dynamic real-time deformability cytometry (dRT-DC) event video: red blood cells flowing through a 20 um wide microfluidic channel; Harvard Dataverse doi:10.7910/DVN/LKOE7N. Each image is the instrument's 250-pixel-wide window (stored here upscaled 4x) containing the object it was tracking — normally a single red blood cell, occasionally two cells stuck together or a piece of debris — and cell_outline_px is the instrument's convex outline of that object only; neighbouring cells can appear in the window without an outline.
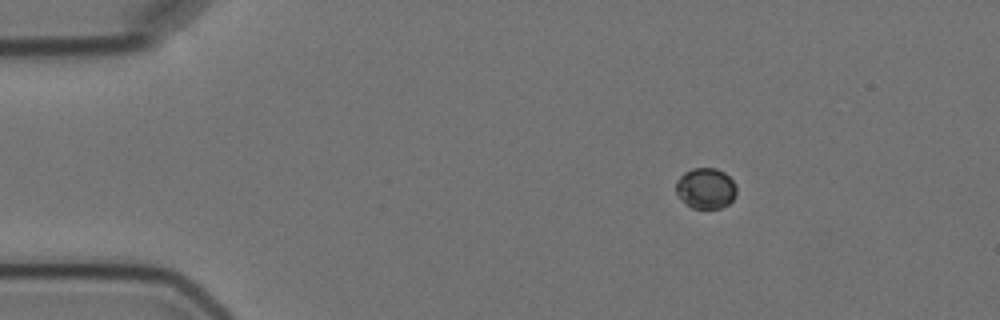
{"species": "Egyptian fruit bat (a non-hibernating species)", "species_latin": "Rousettus aegyptiacus", "temperature_condition": "cold", "stored_images_in_passage": 3, "camera_frame_rate_fps": 3000, "um_per_image_px": 0.085, "animal": {"sex": "female"}, "frame": {"image": 1, "passage_image": 1, "time_ms": 0.0, "image_size_px": [1000, 320], "cell_outline_px": [[736, 196], [728, 204], [720, 208], [692, 208], [676, 192], [676, 180], [684, 172], [692, 168], [716, 168], [724, 172], [732, 180], [736, 188]], "centroid_in_image_um": [60.0, 15.99], "position_along_channel_um": 25.0, "area_um2": 14.22}}